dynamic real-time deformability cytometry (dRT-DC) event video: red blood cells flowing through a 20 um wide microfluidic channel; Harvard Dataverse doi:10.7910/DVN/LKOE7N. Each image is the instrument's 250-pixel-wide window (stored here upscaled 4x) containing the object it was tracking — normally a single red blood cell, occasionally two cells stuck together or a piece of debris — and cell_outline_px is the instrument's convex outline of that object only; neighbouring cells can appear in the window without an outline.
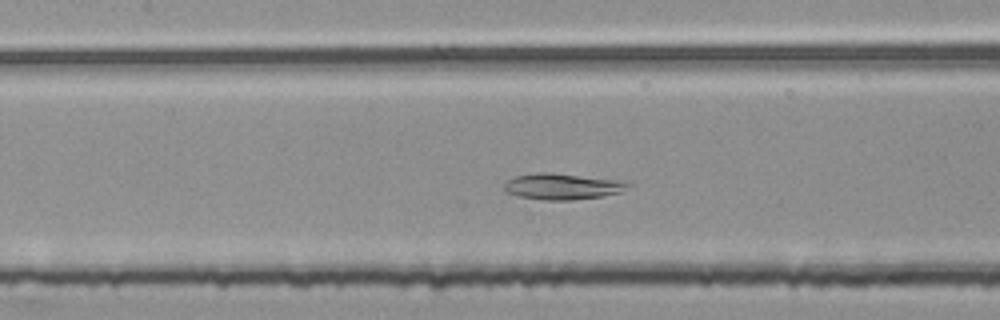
{"species": "common noctule bat (a hibernating species)", "species_latin": "Nyctalus noctula", "temperature_condition": "room temperature", "stored_images_in_passage": 40, "camera_frame_rate_fps": 3000, "um_per_image_px": 0.085, "animal": {"sex": "female", "body_mass_g": 25.1}, "frame": {"image": 1, "passage_image": 13, "time_ms": 4.0, "image_size_px": [1000, 320], "cell_outline_px": [[632, 184], [620, 192], [604, 196], [572, 200], [544, 200], [516, 196], [504, 192], [504, 184], [508, 180], [516, 176], [540, 172], [548, 172], [616, 180]], "centroid_in_image_um": [47.74, 15.86], "position_along_channel_um": 159.7, "area_um2": 18.67}}
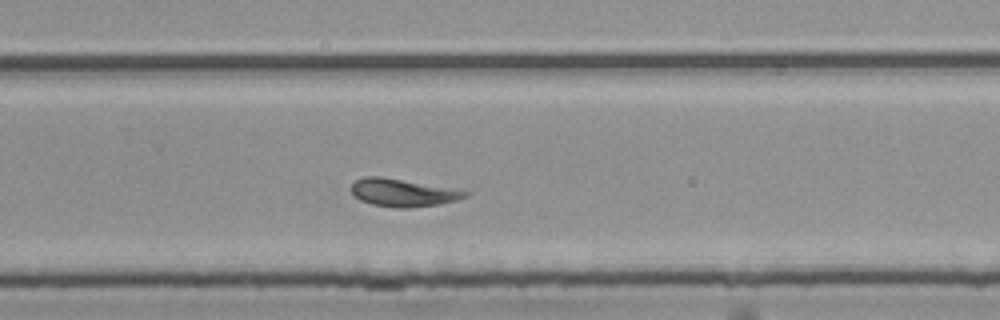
{"frame": {"image": 2, "passage_image": 24, "time_ms": 7.667, "image_size_px": [1000, 320], "cell_outline_px": [[472, 192], [468, 196], [460, 200], [440, 204], [408, 208], [396, 208], [372, 204], [360, 200], [352, 192], [352, 184], [356, 180], [364, 176], [380, 176]], "centroid_in_image_um": [34.27, 16.39], "position_along_channel_um": 295.5, "area_um2": 18.26}}
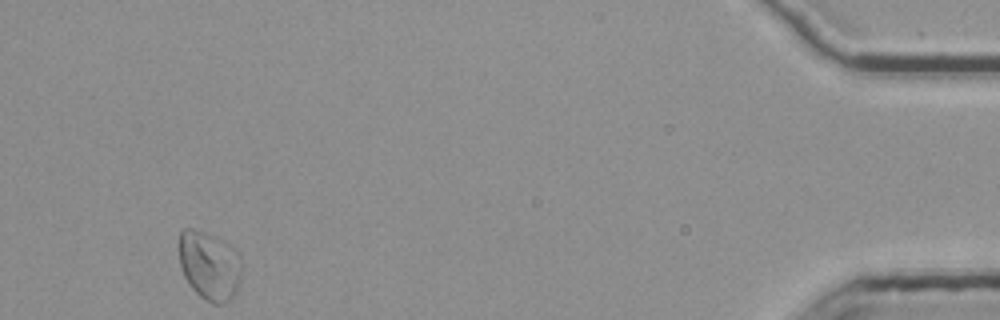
{"frame": {"image": 3, "passage_image": 40, "time_ms": 13.0, "image_size_px": [1000, 320], "cell_outline_px": [[240, 284], [236, 292], [228, 300], [220, 304], [212, 304], [204, 300], [192, 288], [184, 276], [180, 264], [180, 232], [184, 228], [192, 228], [216, 236], [224, 240], [240, 252]], "centroid_in_image_um": [17.82, 22.56], "position_along_channel_um": 417.4, "area_um2": 25.26}}